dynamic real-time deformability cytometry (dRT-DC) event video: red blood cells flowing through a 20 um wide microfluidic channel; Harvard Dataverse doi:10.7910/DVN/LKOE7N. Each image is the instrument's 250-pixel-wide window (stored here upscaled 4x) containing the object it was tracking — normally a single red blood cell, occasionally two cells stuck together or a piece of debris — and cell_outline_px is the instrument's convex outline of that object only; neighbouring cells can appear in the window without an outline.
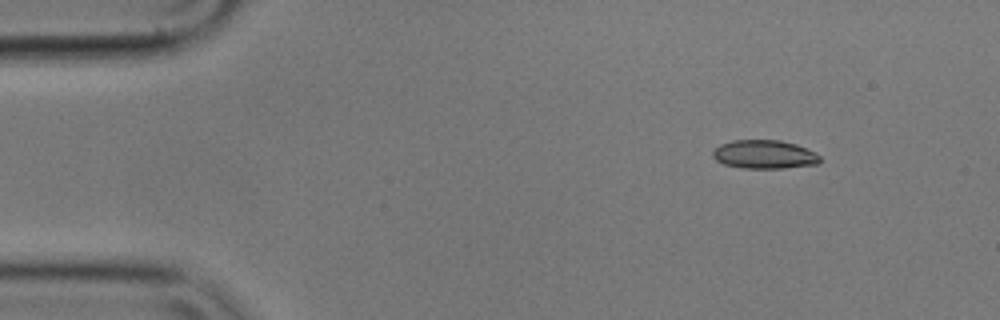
{"species": "common noctule bat (a hibernating species)", "species_latin": "Nyctalus noctula", "temperature_condition": "cold", "stored_images_in_passage": 8, "camera_frame_rate_fps": 3000, "um_per_image_px": 0.085, "animal": {"sex": "male", "body_mass_g": 17.9}, "frame": {"image": 1, "passage_image": 1, "time_ms": 0.0, "image_size_px": [1000, 320], "cell_outline_px": [[820, 160], [816, 164], [784, 168], [740, 168], [724, 164], [716, 160], [712, 156], [712, 152], [720, 144], [732, 140], [780, 140], [796, 144], [820, 156]], "centroid_in_image_um": [64.92, 13.12], "position_along_channel_um": 20.1, "area_um2": 17.74}}
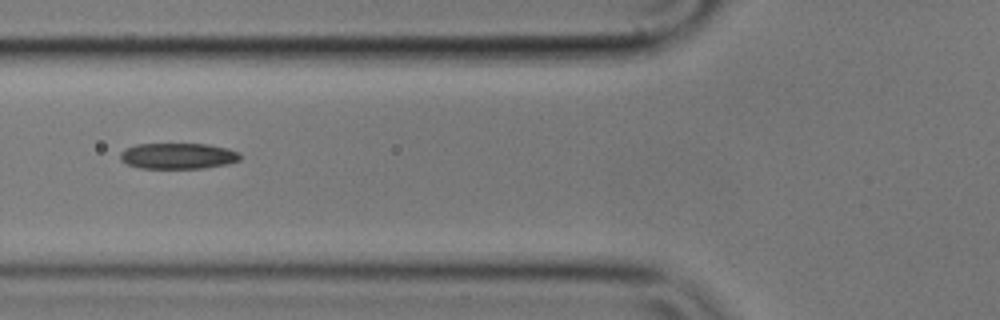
{"frame": {"image": 2, "passage_image": 5, "time_ms": 1.333, "image_size_px": [1000, 320], "cell_outline_px": [[240, 160], [228, 164], [204, 168], [140, 168], [128, 164], [120, 160], [120, 152], [136, 144], [208, 144], [228, 148], [240, 152]], "centroid_in_image_um": [15.16, 13.25], "position_along_channel_um": 110.6, "area_um2": 18.15}}
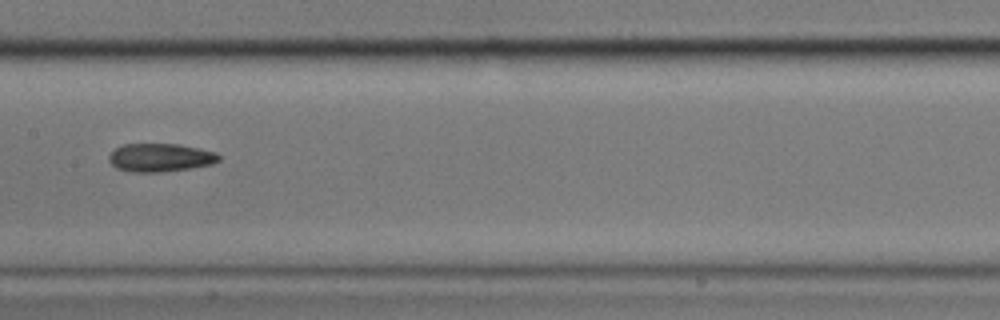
{"frame": {"image": 3, "passage_image": 7, "time_ms": 2.0, "image_size_px": [1000, 320], "cell_outline_px": [[220, 160], [212, 164], [192, 168], [160, 172], [132, 172], [116, 168], [108, 160], [108, 156], [116, 148], [124, 144], [180, 144], [200, 148], [216, 152], [220, 156]], "centroid_in_image_um": [13.64, 13.39], "position_along_channel_um": 193.8, "area_um2": 18.21}}